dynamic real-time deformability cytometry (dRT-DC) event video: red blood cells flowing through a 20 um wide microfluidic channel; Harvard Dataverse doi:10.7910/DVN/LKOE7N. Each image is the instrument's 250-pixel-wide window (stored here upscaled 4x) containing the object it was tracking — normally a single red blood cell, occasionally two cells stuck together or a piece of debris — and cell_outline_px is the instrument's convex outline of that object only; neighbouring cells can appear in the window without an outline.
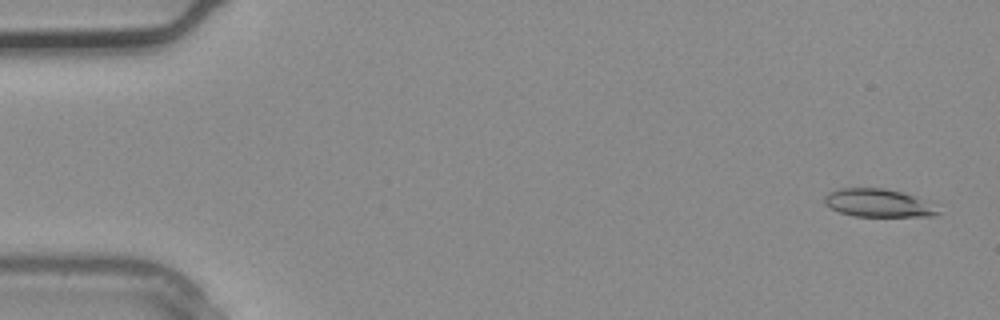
{"species": "common noctule bat (a hibernating species)", "species_latin": "Nyctalus noctula", "temperature_condition": "warm", "stored_images_in_passage": 5, "camera_frame_rate_fps": 3000, "um_per_image_px": 0.085, "animal": {"sex": "male", "body_mass_g": 20.4}, "frame": {"image": 1, "passage_image": 1, "time_ms": 0.0, "image_size_px": [1000, 320], "cell_outline_px": [[940, 212], [936, 216], [852, 216], [840, 212], [824, 204], [824, 196], [828, 192], [840, 188], [884, 188], [916, 196]], "centroid_in_image_um": [74.57, 17.25], "position_along_channel_um": 10.4, "area_um2": 18.26}}